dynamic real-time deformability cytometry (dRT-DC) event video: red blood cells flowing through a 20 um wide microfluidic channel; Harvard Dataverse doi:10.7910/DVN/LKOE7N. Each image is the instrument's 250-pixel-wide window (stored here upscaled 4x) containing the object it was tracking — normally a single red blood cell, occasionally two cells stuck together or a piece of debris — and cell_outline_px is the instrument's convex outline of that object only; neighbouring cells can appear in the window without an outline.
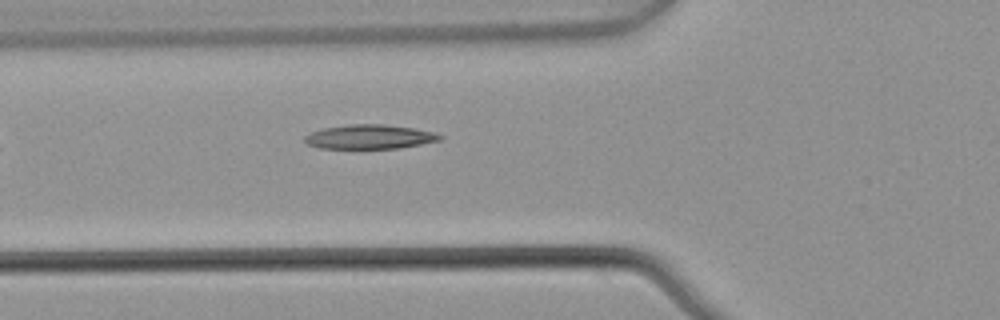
{"species": "common noctule bat (a hibernating species)", "species_latin": "Nyctalus noctula", "temperature_condition": "warm", "stored_images_in_passage": 3, "camera_frame_rate_fps": 3000, "um_per_image_px": 0.085, "animal": {"sex": "male", "body_mass_g": 21.5, "forearm_length_mm": 52.0}, "frame": {"image": 1, "passage_image": 3, "time_ms": 0.667, "image_size_px": [1000, 320], "cell_outline_px": [[444, 136], [440, 140], [400, 148], [320, 148], [308, 144], [304, 140], [304, 136], [308, 132], [324, 128], [348, 124], [384, 124], [412, 128], [432, 132]], "centroid_in_image_um": [31.37, 11.62], "position_along_channel_um": 94.4, "area_um2": 19.02}}